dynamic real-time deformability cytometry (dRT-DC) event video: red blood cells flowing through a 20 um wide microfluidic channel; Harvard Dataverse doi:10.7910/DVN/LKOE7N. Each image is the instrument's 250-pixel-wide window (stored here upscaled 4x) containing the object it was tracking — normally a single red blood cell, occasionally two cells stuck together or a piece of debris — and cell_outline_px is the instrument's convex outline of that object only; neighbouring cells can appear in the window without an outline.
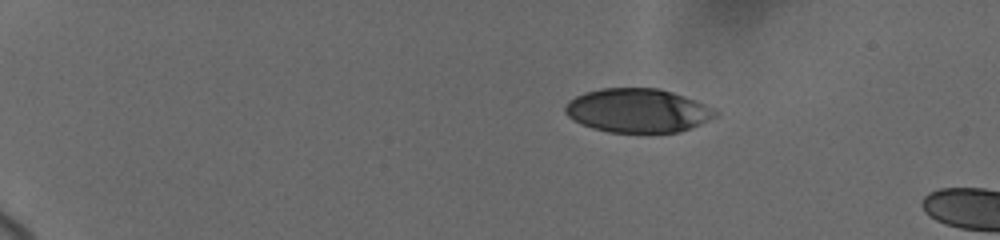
{"species": "human", "species_latin": "Homo sapiens", "temperature_condition": "cold", "stored_images_in_passage": 15, "camera_frame_rate_fps": 3000, "um_per_image_px": 0.085, "donor": {"sex": "female"}, "frame": {"image": 1, "passage_image": 1, "time_ms": 0.0, "image_size_px": [1000, 240], "cell_outline_px": [[720, 112], [716, 116], [692, 128], [680, 132], [608, 132], [592, 128], [580, 124], [572, 120], [564, 112], [564, 108], [568, 100], [584, 92], [600, 88], [660, 88], [684, 96], [704, 104]], "centroid_in_image_um": [54.17, 9.39], "position_along_channel_um": 30.8, "area_um2": 38.55}}
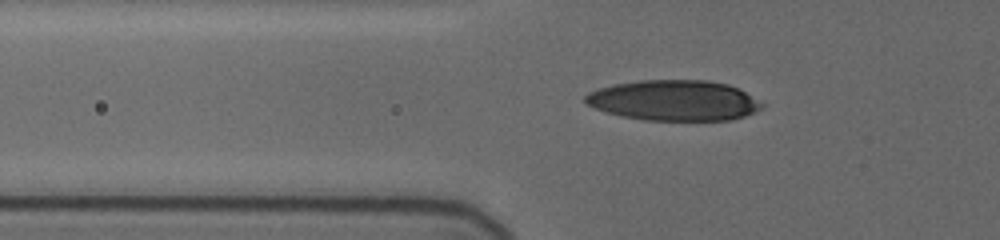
{"frame": {"image": 2, "passage_image": 9, "time_ms": 3.667, "image_size_px": [1000, 240], "cell_outline_px": [[764, 108], [756, 112], [744, 116], [728, 120], [644, 120], [624, 116], [608, 112], [596, 108], [588, 104], [584, 100], [584, 96], [588, 92], [600, 88], [616, 84], [640, 80], [704, 80], [728, 84], [744, 92], [764, 104]], "centroid_in_image_um": [57.31, 8.54], "position_along_channel_um": 68.5, "area_um2": 41.33}}
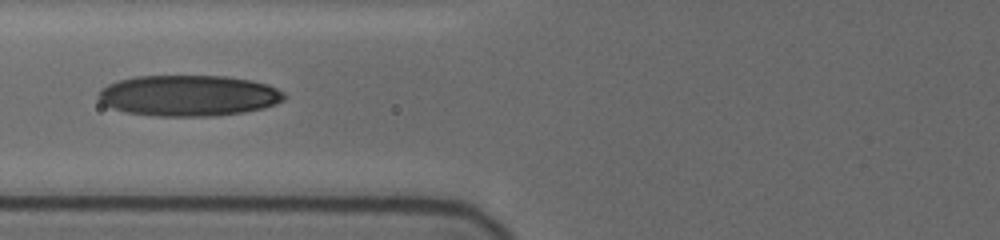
{"frame": {"image": 3, "passage_image": 13, "time_ms": 5.0, "image_size_px": [1000, 240], "cell_outline_px": [[284, 100], [276, 104], [264, 108], [244, 112], [216, 116], [156, 116], [124, 112], [112, 108], [104, 104], [96, 96], [100, 88], [108, 84], [120, 80], [136, 76], [228, 76], [252, 80], [268, 84], [284, 92]], "centroid_in_image_um": [16.03, 8.13], "position_along_channel_um": 109.8, "area_um2": 44.68}}